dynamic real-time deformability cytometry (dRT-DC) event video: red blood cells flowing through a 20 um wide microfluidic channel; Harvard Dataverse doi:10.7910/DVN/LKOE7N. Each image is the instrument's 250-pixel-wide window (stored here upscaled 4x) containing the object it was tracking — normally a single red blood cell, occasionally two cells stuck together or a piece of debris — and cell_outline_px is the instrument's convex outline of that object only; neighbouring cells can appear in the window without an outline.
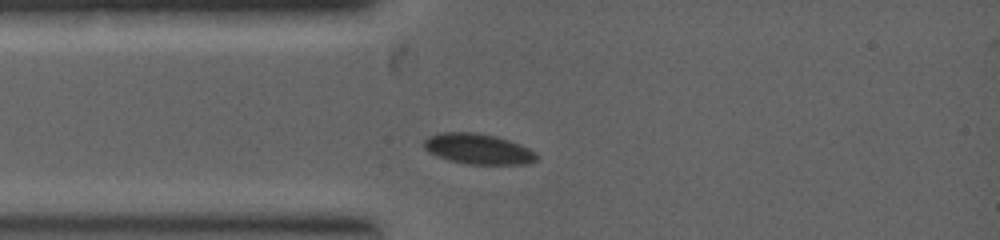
{"species": "common noctule bat (a hibernating species)", "species_latin": "Nyctalus noctula", "temperature_condition": "warm", "stored_images_in_passage": 4, "camera_frame_rate_fps": 5000, "um_per_image_px": 0.085, "animal": {"sex": "female", "body_mass_g": 19.0, "forearm_length_mm": 53.3}, "frame": {"image": 1, "passage_image": 1, "time_ms": 0.0, "image_size_px": [1000, 240], "cell_outline_px": [[536, 160], [528, 164], [468, 164], [448, 160], [436, 156], [428, 152], [424, 148], [424, 140], [428, 136], [440, 132], [476, 132], [496, 136], [520, 144], [536, 152]], "centroid_in_image_um": [40.61, 12.65], "position_along_channel_um": 44.4, "area_um2": 20.11}}
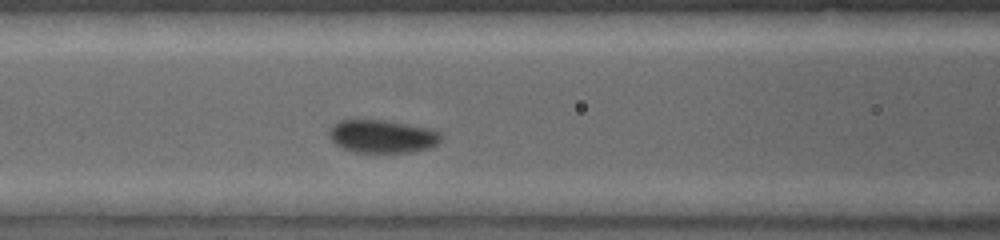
{"frame": {"image": 2, "passage_image": 4, "time_ms": 1.4, "image_size_px": [1000, 240], "cell_outline_px": [[440, 140], [436, 144], [428, 148], [412, 152], [356, 152], [344, 148], [336, 144], [332, 140], [332, 124], [336, 120], [384, 120], [432, 128], [440, 132]], "centroid_in_image_um": [32.53, 11.58], "position_along_channel_um": 134.1, "area_um2": 21.27}}